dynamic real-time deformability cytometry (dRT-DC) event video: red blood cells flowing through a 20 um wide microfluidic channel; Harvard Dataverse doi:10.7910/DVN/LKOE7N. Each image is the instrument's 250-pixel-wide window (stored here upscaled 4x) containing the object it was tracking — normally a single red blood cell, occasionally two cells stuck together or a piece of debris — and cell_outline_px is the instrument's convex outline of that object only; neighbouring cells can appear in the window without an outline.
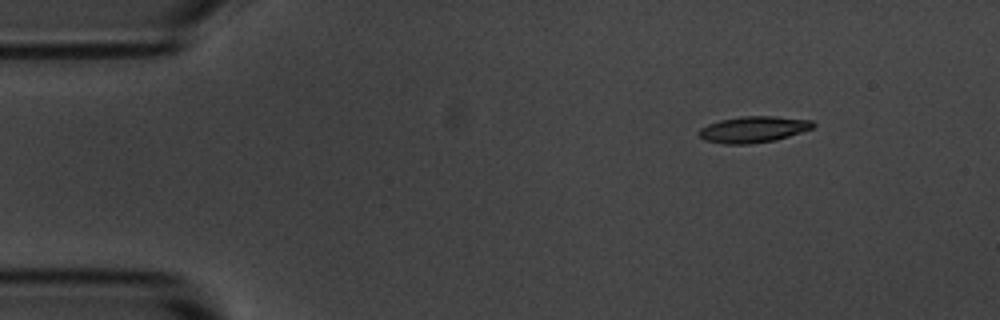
{"species": "common noctule bat (a hibernating species)", "species_latin": "Nyctalus noctula", "temperature_condition": "room temperature", "stored_images_in_passage": 4, "camera_frame_rate_fps": 3000, "um_per_image_px": 0.085, "animal": {"sex": "male", "body_mass_g": 20.1, "forearm_length_mm": 53.5}, "frame": {"image": 1, "passage_image": 1, "time_ms": 0.0, "image_size_px": [1000, 320], "cell_outline_px": [[816, 124], [812, 128], [776, 140], [748, 144], [724, 144], [704, 140], [696, 132], [700, 128], [708, 124], [720, 120], [740, 116], [772, 116], [812, 120]], "centroid_in_image_um": [64.0, 11.0], "position_along_channel_um": 21.0, "area_um2": 17.46}}
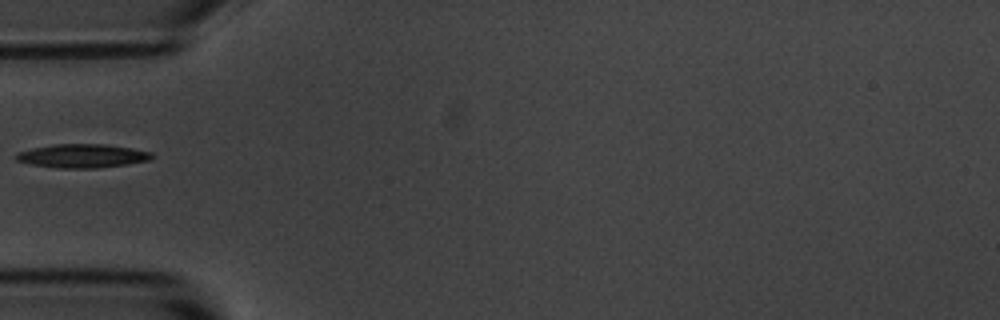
{"frame": {"image": 2, "passage_image": 4, "time_ms": 3.667, "image_size_px": [1000, 320], "cell_outline_px": [[156, 156], [148, 160], [128, 164], [96, 168], [60, 168], [32, 164], [16, 160], [16, 152], [32, 148], [56, 144], [104, 144], [132, 148], [152, 152]], "centroid_in_image_um": [7.03, 13.25], "position_along_channel_um": 78.0, "area_um2": 18.67}}